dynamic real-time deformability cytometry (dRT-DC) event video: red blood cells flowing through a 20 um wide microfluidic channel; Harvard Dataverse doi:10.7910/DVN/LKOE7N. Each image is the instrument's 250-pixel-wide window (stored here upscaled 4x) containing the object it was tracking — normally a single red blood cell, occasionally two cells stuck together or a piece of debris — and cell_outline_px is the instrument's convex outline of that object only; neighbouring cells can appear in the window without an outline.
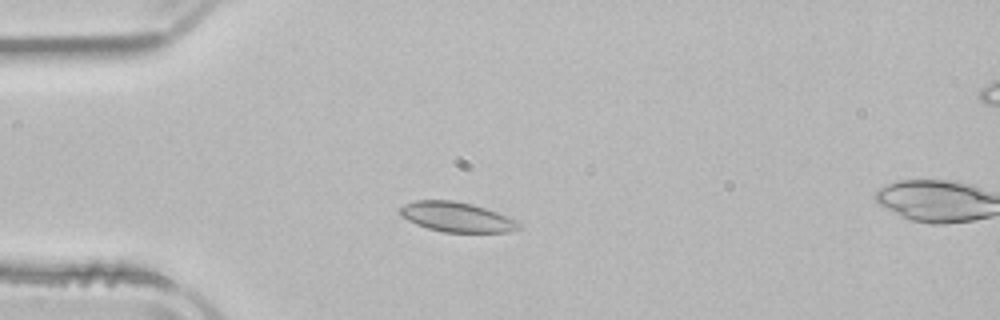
{"species": "common noctule bat (a hibernating species)", "species_latin": "Nyctalus noctula", "temperature_condition": "room temperature", "stored_images_in_passage": 4, "camera_frame_rate_fps": 3000, "um_per_image_px": 0.085, "animal": {"sex": "male", "body_mass_g": 21.5, "forearm_length_mm": 52.0}, "frame": {"image": 1, "passage_image": 1, "time_ms": 0.0, "image_size_px": [1000, 320], "cell_outline_px": [[520, 228], [508, 232], [444, 232], [428, 228], [416, 224], [400, 216], [400, 208], [404, 204], [416, 200], [452, 200], [472, 204], [496, 212], [520, 224]], "centroid_in_image_um": [38.75, 18.44], "position_along_channel_um": 46.2, "area_um2": 20.29}}